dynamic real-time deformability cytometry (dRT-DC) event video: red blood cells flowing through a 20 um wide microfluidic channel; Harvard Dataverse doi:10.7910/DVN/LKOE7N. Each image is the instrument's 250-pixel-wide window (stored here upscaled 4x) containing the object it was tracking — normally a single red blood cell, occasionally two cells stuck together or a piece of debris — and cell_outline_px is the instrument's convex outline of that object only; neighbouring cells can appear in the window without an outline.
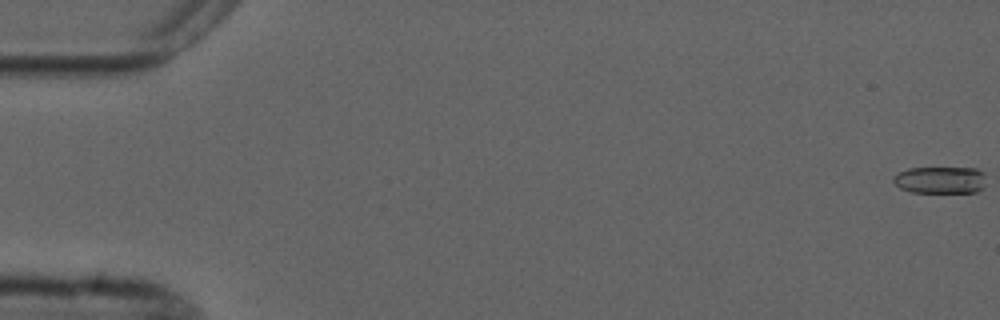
{"species": "common noctule bat (a hibernating species)", "species_latin": "Nyctalus noctula", "temperature_condition": "cold", "stored_images_in_passage": 6, "camera_frame_rate_fps": 3000, "um_per_image_px": 0.085, "animal": {"sex": "male", "forearm_length_mm": 52.5}, "frame": {"image": 1, "passage_image": 1, "time_ms": 0.0, "image_size_px": [1000, 320], "cell_outline_px": [[984, 188], [976, 192], [912, 192], [900, 188], [892, 180], [892, 176], [908, 168], [976, 168], [984, 172]], "centroid_in_image_um": [79.93, 15.29], "position_along_channel_um": 5.1, "area_um2": 14.62}}
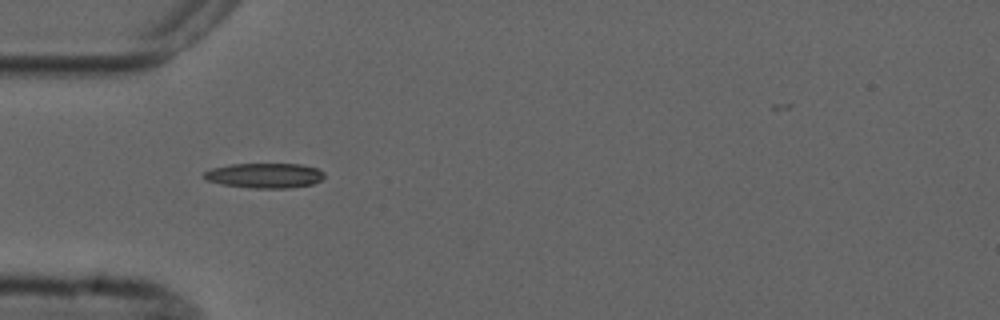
{"frame": {"image": 2, "passage_image": 5, "time_ms": 5.667, "image_size_px": [1000, 320], "cell_outline_px": [[324, 176], [320, 180], [312, 184], [288, 188], [248, 188], [220, 184], [208, 180], [200, 176], [204, 172], [212, 168], [232, 164], [300, 164], [316, 168], [324, 172]], "centroid_in_image_um": [22.46, 14.92], "position_along_channel_um": 62.5, "area_um2": 17.51}}
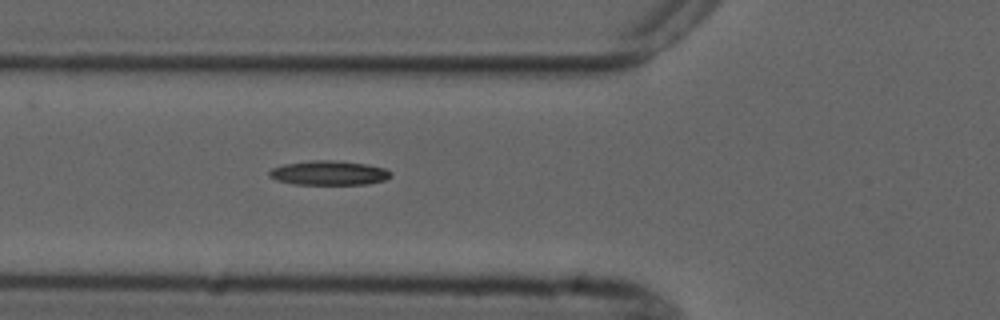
{"frame": {"image": 3, "passage_image": 6, "time_ms": 6.667, "image_size_px": [1000, 320], "cell_outline_px": [[392, 176], [384, 180], [368, 184], [296, 184], [276, 180], [268, 176], [268, 172], [272, 168], [284, 164], [312, 160], [332, 160], [368, 164], [384, 168], [392, 172]], "centroid_in_image_um": [27.96, 14.69], "position_along_channel_um": 97.8, "area_um2": 17.28}}